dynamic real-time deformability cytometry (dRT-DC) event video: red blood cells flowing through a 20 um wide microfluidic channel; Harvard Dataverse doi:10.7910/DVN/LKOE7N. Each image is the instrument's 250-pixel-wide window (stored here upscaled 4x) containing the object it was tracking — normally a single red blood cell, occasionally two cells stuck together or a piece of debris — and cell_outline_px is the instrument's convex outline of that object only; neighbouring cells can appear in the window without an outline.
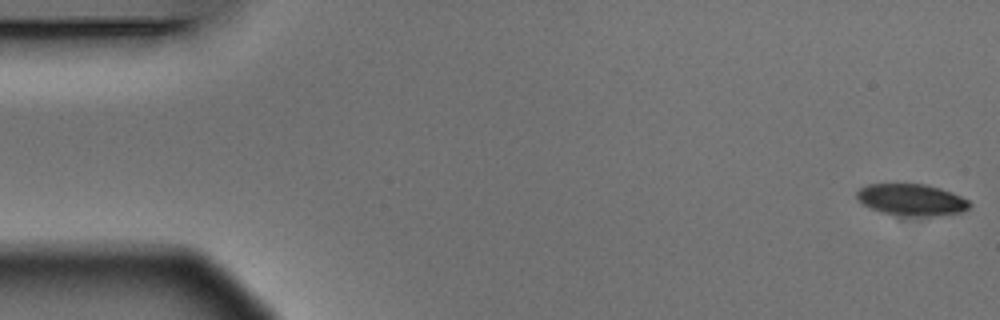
{"species": "Egyptian fruit bat (a non-hibernating species)", "species_latin": "Rousettus aegyptiacus", "temperature_condition": "warm", "stored_images_in_passage": 5, "segment_of_instrument_passage": [1, 2], "camera_frame_rate_fps": 3000, "um_per_image_px": 0.085, "animal": {"sex": "male"}, "frame": {"image": 1, "passage_image": 1, "time_ms": 0.0, "image_size_px": [1000, 320], "cell_outline_px": [[972, 204], [964, 212], [936, 216], [908, 216], [884, 212], [872, 208], [864, 204], [856, 196], [856, 192], [860, 188], [868, 184], [924, 184], [940, 188], [952, 192], [968, 200]], "centroid_in_image_um": [77.53, 16.98], "position_along_channel_um": 7.5, "area_um2": 20.63}}
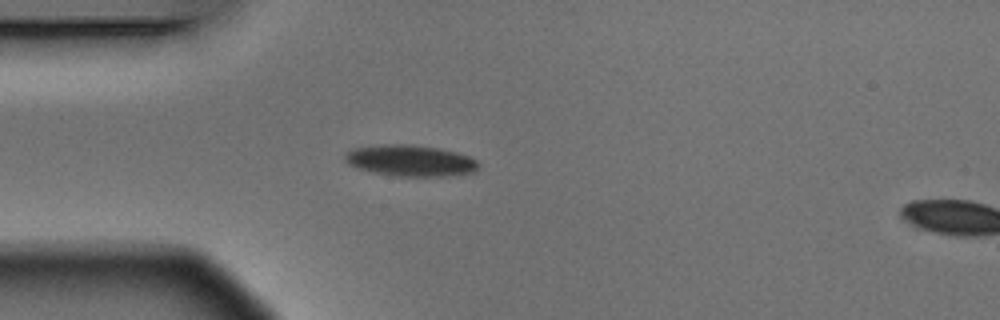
{"frame": {"image": 2, "passage_image": 4, "time_ms": 1.0, "image_size_px": [1000, 320], "cell_outline_px": [[480, 164], [476, 172], [448, 176], [396, 176], [376, 172], [360, 168], [348, 164], [344, 160], [344, 152], [352, 148], [380, 144], [412, 144], [440, 148], [456, 152], [468, 156], [476, 160]], "centroid_in_image_um": [34.89, 13.64], "position_along_channel_um": 50.1, "area_um2": 24.51}}